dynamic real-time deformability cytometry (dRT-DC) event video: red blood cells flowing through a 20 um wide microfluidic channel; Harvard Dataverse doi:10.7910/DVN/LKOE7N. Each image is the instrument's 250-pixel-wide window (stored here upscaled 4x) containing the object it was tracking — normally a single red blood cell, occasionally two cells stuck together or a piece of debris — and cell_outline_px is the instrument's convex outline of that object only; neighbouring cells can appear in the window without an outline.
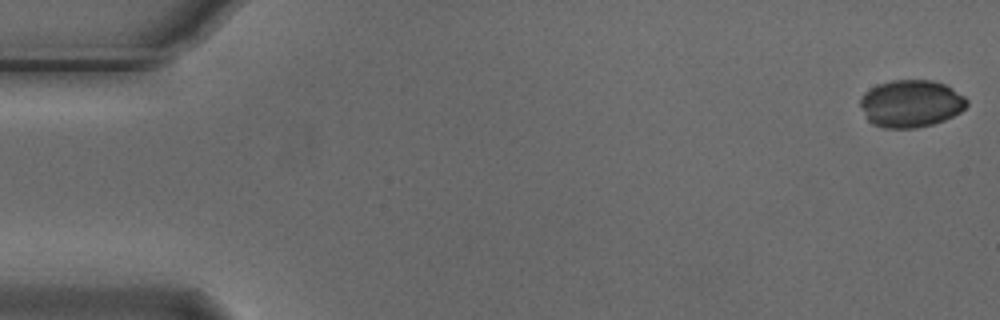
{"species": "Egyptian fruit bat (a non-hibernating species)", "species_latin": "Rousettus aegyptiacus", "temperature_condition": "cold", "stored_images_in_passage": 4, "camera_frame_rate_fps": 3000, "um_per_image_px": 0.085, "animal": {"sex": "male"}, "frame": {"image": 1, "passage_image": 1, "time_ms": 0.0, "image_size_px": [1000, 320], "cell_outline_px": [[968, 104], [960, 112], [944, 120], [932, 124], [916, 128], [884, 128], [872, 124], [868, 120], [860, 104], [860, 100], [864, 92], [880, 84], [892, 80], [932, 80], [944, 84], [952, 88], [964, 96], [968, 100]], "centroid_in_image_um": [77.44, 8.81], "position_along_channel_um": 7.6, "area_um2": 29.25}}